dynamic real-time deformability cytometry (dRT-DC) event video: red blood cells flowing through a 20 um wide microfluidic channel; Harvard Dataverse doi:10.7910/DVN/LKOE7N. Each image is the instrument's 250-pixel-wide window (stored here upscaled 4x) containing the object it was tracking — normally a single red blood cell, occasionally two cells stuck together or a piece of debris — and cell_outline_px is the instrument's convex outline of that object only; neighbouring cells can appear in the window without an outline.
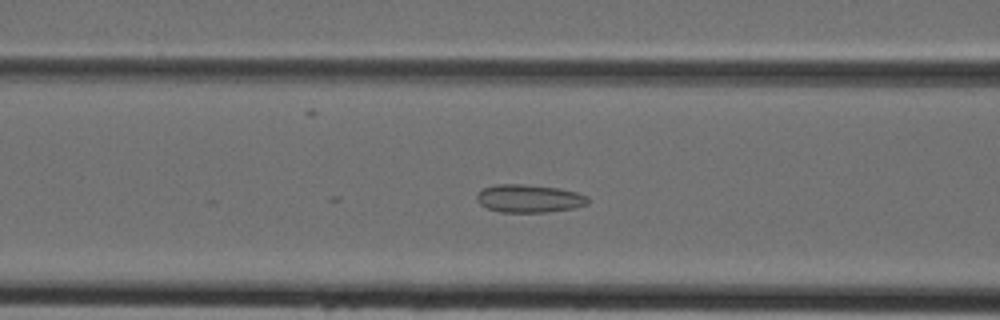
{"species": "Egyptian fruit bat (a non-hibernating species)", "species_latin": "Rousettus aegyptiacus", "temperature_condition": "cold", "stored_images_in_passage": 14, "camera_frame_rate_fps": 3000, "um_per_image_px": 0.085, "animal": {"sex": "female"}, "frame": {"image": 1, "passage_image": 14, "time_ms": 4.333, "image_size_px": [1000, 320], "cell_outline_px": [[588, 204], [576, 208], [544, 212], [500, 212], [488, 208], [480, 204], [476, 200], [476, 196], [484, 188], [496, 184], [524, 184], [560, 188], [576, 192], [588, 196]], "centroid_in_image_um": [45.0, 16.87], "position_along_channel_um": 121.6, "area_um2": 18.15}}